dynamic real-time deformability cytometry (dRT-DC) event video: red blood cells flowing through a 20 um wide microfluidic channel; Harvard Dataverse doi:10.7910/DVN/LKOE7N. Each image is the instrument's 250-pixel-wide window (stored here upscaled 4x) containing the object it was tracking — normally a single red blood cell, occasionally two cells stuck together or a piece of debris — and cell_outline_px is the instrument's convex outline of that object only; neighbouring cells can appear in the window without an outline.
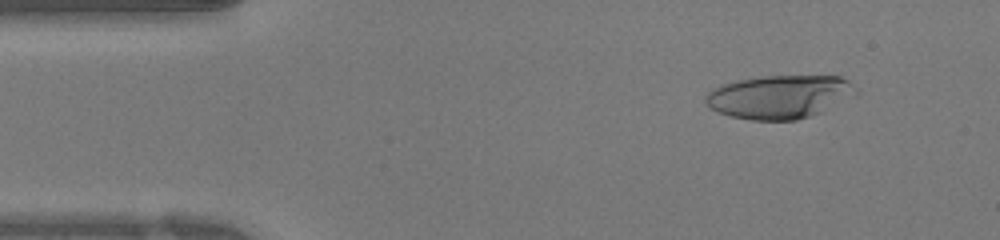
{"species": "human", "species_latin": "Homo sapiens", "temperature_condition": "warm", "stored_images_in_passage": 41, "camera_frame_rate_fps": 3000, "um_per_image_px": 0.085, "donor": {"sex": "female"}, "frame": {"image": 1, "passage_image": 4, "time_ms": 1.0, "image_size_px": [1000, 240], "cell_outline_px": [[860, 92], [856, 96], [820, 112], [796, 120], [752, 120], [732, 116], [720, 112], [712, 108], [704, 100], [708, 92], [712, 88], [720, 84], [736, 80], [764, 76], [840, 76], [848, 80]], "centroid_in_image_um": [66.29, 8.21], "position_along_channel_um": 18.7, "area_um2": 38.03}}
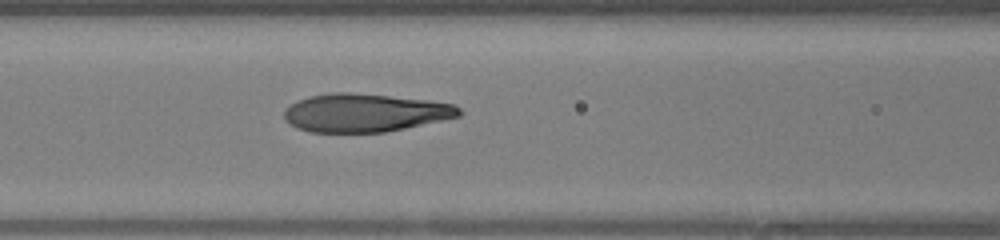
{"frame": {"image": 2, "passage_image": 16, "time_ms": 5.0, "image_size_px": [1000, 240], "cell_outline_px": [[464, 112], [460, 116], [404, 128], [384, 132], [312, 132], [296, 128], [288, 124], [284, 120], [284, 108], [288, 104], [296, 100], [308, 96], [340, 92], [348, 92], [428, 100], [452, 104], [460, 108]], "centroid_in_image_um": [30.95, 9.58], "position_along_channel_um": 135.6, "area_um2": 38.96}}
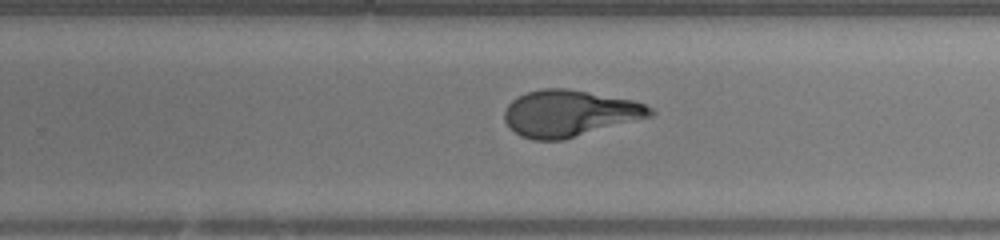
{"frame": {"image": 3, "passage_image": 25, "time_ms": 8.0, "image_size_px": [1000, 240], "cell_outline_px": [[656, 112], [652, 116], [564, 140], [532, 140], [520, 136], [504, 120], [504, 112], [508, 104], [512, 100], [528, 92], [544, 88], [564, 88], [588, 92], [632, 100], [644, 104], [652, 108]], "centroid_in_image_um": [48.41, 9.64], "position_along_channel_um": 281.4, "area_um2": 39.25}}